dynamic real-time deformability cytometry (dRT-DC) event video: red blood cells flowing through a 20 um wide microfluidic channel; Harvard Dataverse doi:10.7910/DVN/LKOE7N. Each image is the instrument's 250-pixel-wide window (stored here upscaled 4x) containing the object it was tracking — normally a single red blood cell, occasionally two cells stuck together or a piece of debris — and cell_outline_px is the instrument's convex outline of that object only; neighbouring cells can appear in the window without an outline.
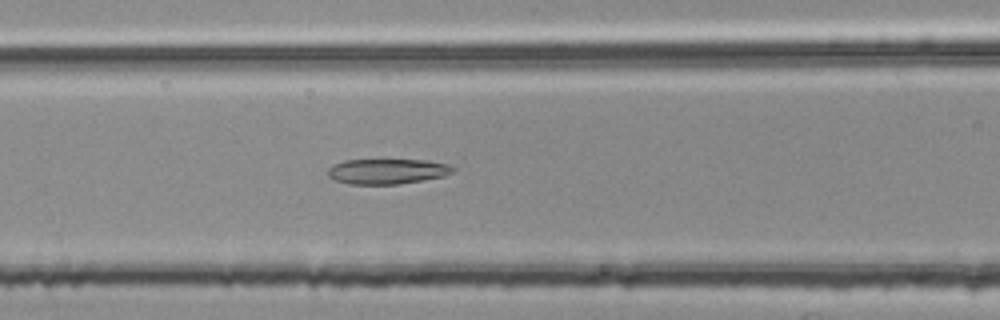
{"species": "common noctule bat (a hibernating species)", "species_latin": "Nyctalus noctula", "temperature_condition": "room temperature", "stored_images_in_passage": 48, "camera_frame_rate_fps": 3000, "um_per_image_px": 0.085, "animal": {"sex": "female", "body_mass_g": 25.1}, "frame": {"image": 1, "passage_image": 22, "time_ms": 7.0, "image_size_px": [1000, 320], "cell_outline_px": [[456, 172], [444, 176], [396, 184], [348, 184], [336, 180], [328, 176], [328, 168], [332, 164], [344, 160], [424, 160], [448, 164], [456, 168]], "centroid_in_image_um": [32.91, 14.56], "position_along_channel_um": 133.7, "area_um2": 18.38}}
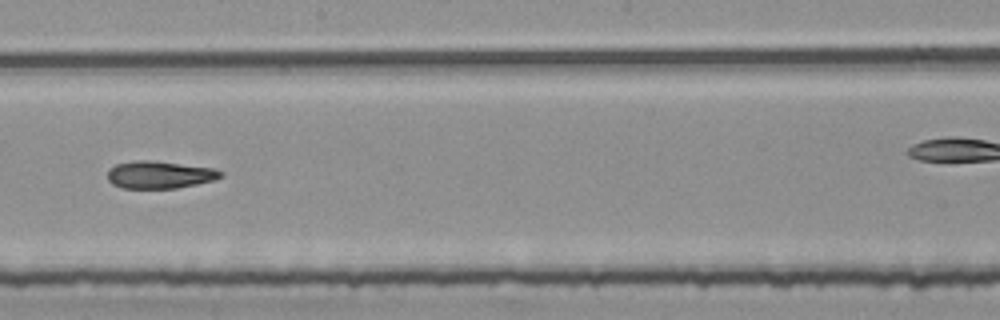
{"frame": {"image": 2, "passage_image": 30, "time_ms": 9.667, "image_size_px": [1000, 320], "cell_outline_px": [[224, 176], [216, 180], [176, 188], [120, 188], [112, 184], [108, 180], [108, 168], [116, 164], [136, 160], [148, 160], [212, 168], [224, 172]], "centroid_in_image_um": [13.56, 14.86], "position_along_channel_um": 234.6, "area_um2": 18.09}}
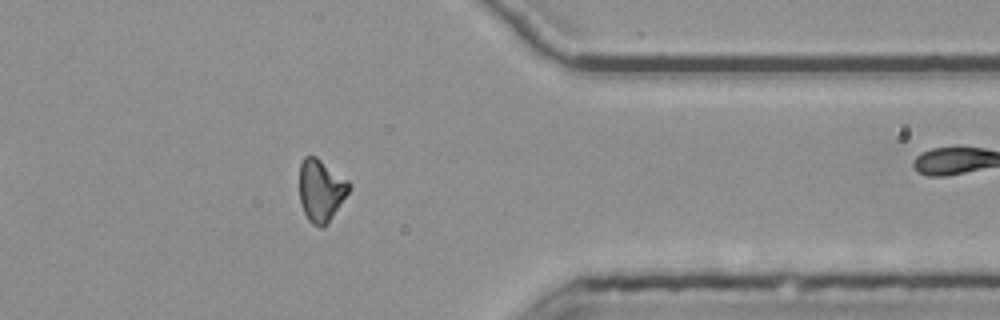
{"frame": {"image": 3, "passage_image": 43, "time_ms": 14.0, "image_size_px": [1000, 320], "cell_outline_px": [[352, 188], [332, 216], [320, 228], [312, 224], [308, 220], [300, 204], [300, 164], [304, 156], [316, 156], [348, 180], [352, 184]], "centroid_in_image_um": [27.29, 16.16], "position_along_channel_um": 384.1, "area_um2": 17.92}}